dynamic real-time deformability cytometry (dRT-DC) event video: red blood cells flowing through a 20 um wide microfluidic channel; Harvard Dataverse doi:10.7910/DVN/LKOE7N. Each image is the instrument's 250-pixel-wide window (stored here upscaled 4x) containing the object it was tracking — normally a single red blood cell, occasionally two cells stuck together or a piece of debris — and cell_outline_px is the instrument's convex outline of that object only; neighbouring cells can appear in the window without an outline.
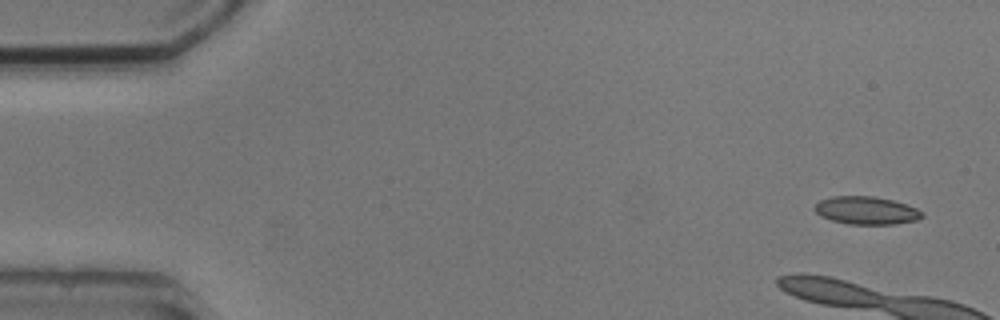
{"species": "common noctule bat (a hibernating species)", "species_latin": "Nyctalus noctula", "temperature_condition": "cold", "stored_images_in_passage": 6, "camera_frame_rate_fps": 3000, "um_per_image_px": 0.085, "animal": {"sex": "male", "body_mass_g": 20.5, "forearm_length_mm": 52.5}, "frame": {"image": 1, "passage_image": 1, "time_ms": 0.0, "image_size_px": [1000, 320], "cell_outline_px": [[924, 216], [916, 220], [896, 224], [848, 224], [832, 220], [820, 216], [816, 212], [816, 204], [820, 200], [832, 196], [872, 196], [892, 200], [916, 208], [924, 212]], "centroid_in_image_um": [73.65, 17.89], "position_along_channel_um": 11.3, "area_um2": 17.34}}